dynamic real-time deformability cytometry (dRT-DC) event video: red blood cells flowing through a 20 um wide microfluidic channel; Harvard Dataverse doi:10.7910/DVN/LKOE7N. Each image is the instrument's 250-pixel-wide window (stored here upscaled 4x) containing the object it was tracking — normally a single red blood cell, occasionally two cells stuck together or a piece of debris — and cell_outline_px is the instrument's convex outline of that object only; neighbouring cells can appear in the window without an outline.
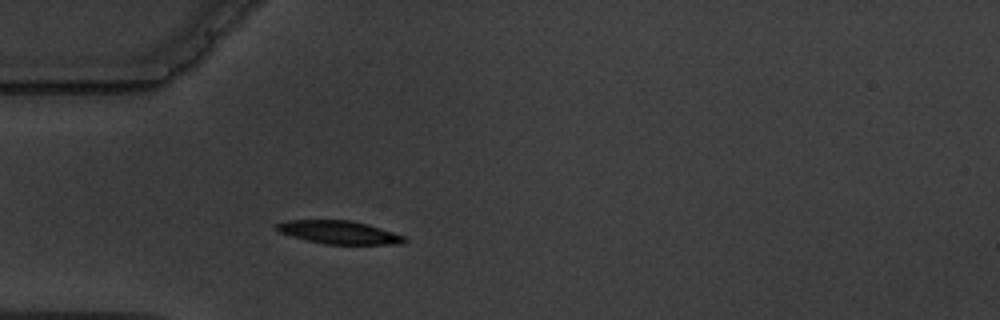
{"species": "common noctule bat (a hibernating species)", "species_latin": "Nyctalus noctula", "temperature_condition": "warm", "stored_images_in_passage": 1, "camera_frame_rate_fps": 3000, "um_per_image_px": 0.085, "animal": {"sex": "male", "body_mass_g": 19.5, "forearm_length_mm": 54.6}, "frame": {"image": 1, "passage_image": 1, "time_ms": 0.0, "image_size_px": [1000, 320], "cell_outline_px": [[408, 240], [400, 244], [324, 244], [292, 236], [280, 232], [272, 228], [276, 224], [288, 220], [352, 220], [368, 224], [404, 236]], "centroid_in_image_um": [28.8, 19.74], "position_along_channel_um": 56.2, "area_um2": 17.17}}